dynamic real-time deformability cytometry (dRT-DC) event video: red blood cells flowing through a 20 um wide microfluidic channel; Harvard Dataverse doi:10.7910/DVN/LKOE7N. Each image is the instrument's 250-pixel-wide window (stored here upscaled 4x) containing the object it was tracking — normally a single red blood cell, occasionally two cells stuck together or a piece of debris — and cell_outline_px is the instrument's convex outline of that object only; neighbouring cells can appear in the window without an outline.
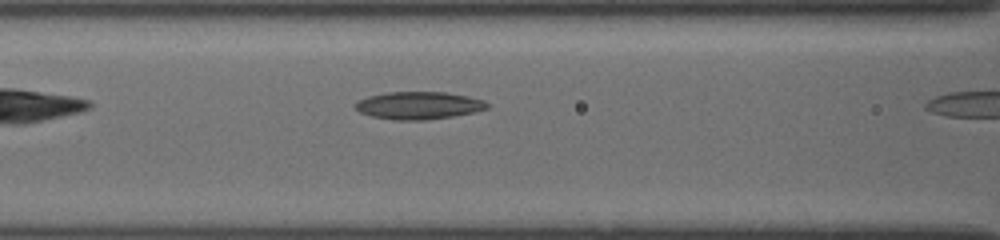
{"species": "common noctule bat (a hibernating species)", "species_latin": "Nyctalus noctula", "temperature_condition": "cold", "stored_images_in_passage": 5, "camera_frame_rate_fps": 3000, "um_per_image_px": 0.085, "animal": {"sex": "female", "body_mass_g": 19.5, "forearm_length_mm": 54.1}, "frame": {"image": 1, "passage_image": 4, "time_ms": 1.0, "image_size_px": [1000, 240], "cell_outline_px": [[488, 108], [472, 112], [452, 116], [424, 120], [392, 120], [372, 116], [360, 112], [356, 108], [356, 100], [368, 96], [388, 92], [444, 92], [468, 96], [484, 100], [488, 104]], "centroid_in_image_um": [35.56, 8.96], "position_along_channel_um": 131.0, "area_um2": 21.04}}